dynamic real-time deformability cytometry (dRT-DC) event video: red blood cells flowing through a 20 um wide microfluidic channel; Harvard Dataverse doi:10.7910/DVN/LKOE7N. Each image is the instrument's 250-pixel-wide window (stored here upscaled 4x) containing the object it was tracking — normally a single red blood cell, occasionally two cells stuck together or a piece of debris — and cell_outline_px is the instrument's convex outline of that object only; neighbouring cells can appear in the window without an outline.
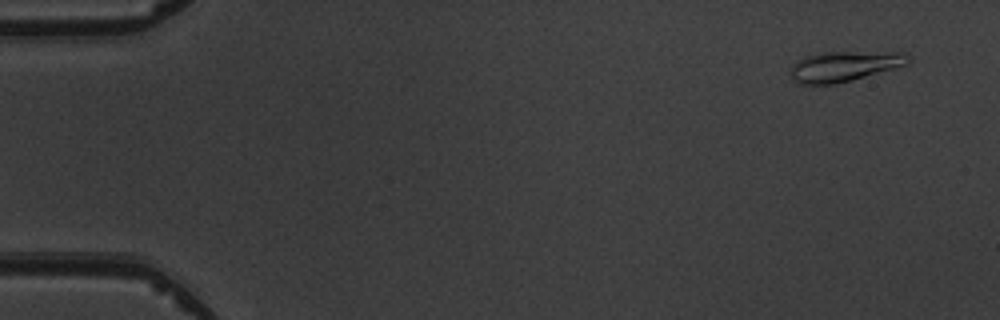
{"species": "common noctule bat (a hibernating species)", "species_latin": "Nyctalus noctula", "temperature_condition": "warm", "stored_images_in_passage": 9, "camera_frame_rate_fps": 3000, "um_per_image_px": 0.085, "animal": {"sex": "male", "body_mass_g": 19.5, "forearm_length_mm": 54.6}, "frame": {"image": 1, "passage_image": 1, "time_ms": 0.0, "image_size_px": [1000, 320], "cell_outline_px": [[912, 60], [908, 64], [852, 80], [832, 84], [800, 84], [792, 80], [792, 64], [796, 60], [804, 56], [824, 52], [908, 52], [912, 56]], "centroid_in_image_um": [71.8, 5.61], "position_along_channel_um": 13.2, "area_um2": 20.87}}
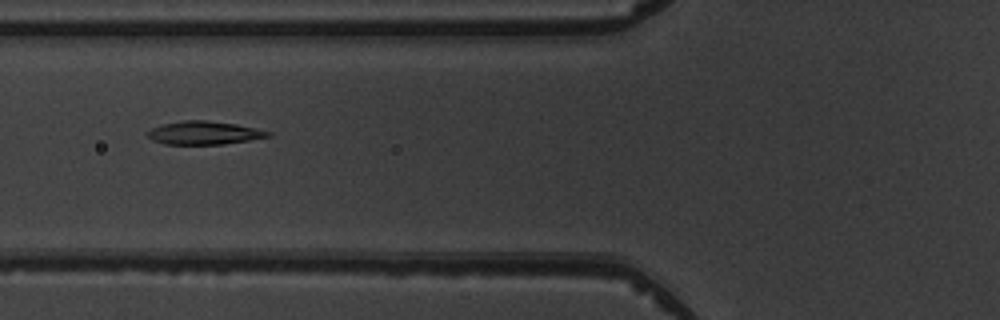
{"frame": {"image": 2, "passage_image": 6, "time_ms": 5.667, "image_size_px": [1000, 320], "cell_outline_px": [[272, 136], [224, 144], [164, 144], [152, 140], [148, 136], [148, 132], [152, 128], [164, 124], [184, 120], [204, 120], [236, 124], [256, 128], [272, 132]], "centroid_in_image_um": [17.38, 11.29], "position_along_channel_um": 108.4, "area_um2": 16.18}}
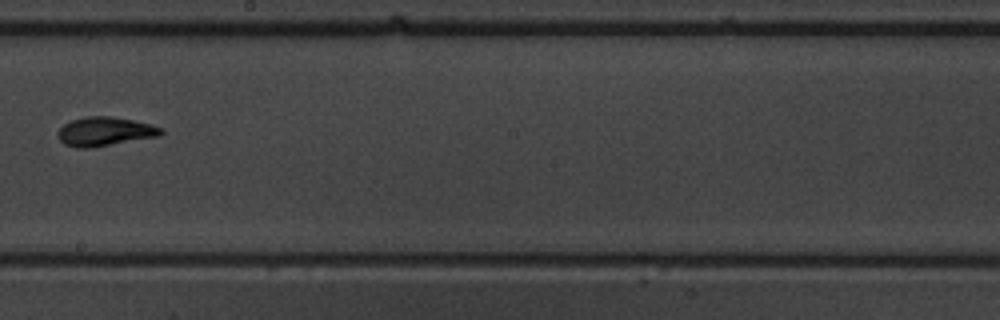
{"frame": {"image": 3, "passage_image": 9, "time_ms": 9.0, "image_size_px": [1000, 320], "cell_outline_px": [[164, 132], [160, 136], [88, 148], [76, 148], [64, 144], [60, 140], [56, 132], [64, 124], [72, 120], [88, 116], [108, 116], [132, 120], [152, 124], [164, 128]], "centroid_in_image_um": [8.93, 11.18], "position_along_channel_um": 239.3, "area_um2": 17.4}}